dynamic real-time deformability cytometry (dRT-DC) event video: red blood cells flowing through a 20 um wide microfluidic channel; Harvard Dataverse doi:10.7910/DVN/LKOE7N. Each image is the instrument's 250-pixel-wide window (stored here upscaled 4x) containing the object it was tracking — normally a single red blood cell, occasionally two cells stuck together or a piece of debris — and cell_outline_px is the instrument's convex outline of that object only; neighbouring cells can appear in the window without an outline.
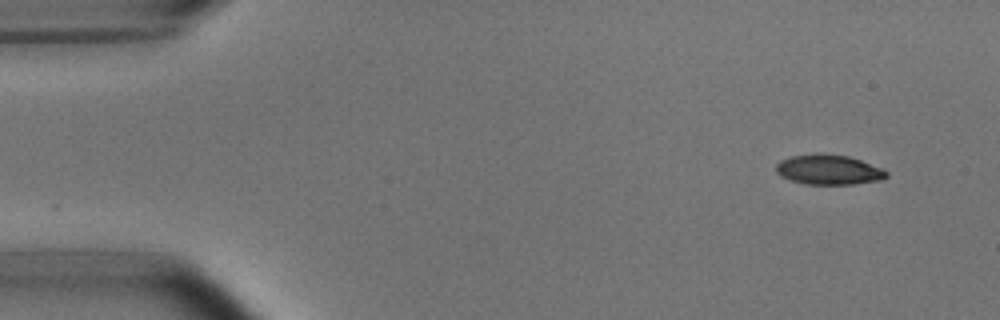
{"species": "common noctule bat (a hibernating species)", "species_latin": "Nyctalus noctula", "temperature_condition": "room temperature", "stored_images_in_passage": 48, "camera_frame_rate_fps": 3000, "um_per_image_px": 0.085, "animal": {"sex": "male", "body_mass_g": 15.6}, "frame": {"image": 1, "passage_image": 1, "time_ms": 0.0, "image_size_px": [1000, 320], "cell_outline_px": [[888, 176], [880, 180], [852, 184], [804, 184], [788, 180], [780, 176], [776, 172], [776, 164], [780, 160], [792, 156], [824, 152], [848, 156], [884, 168], [888, 172]], "centroid_in_image_um": [70.43, 14.41], "position_along_channel_um": 14.6, "area_um2": 19.54}}
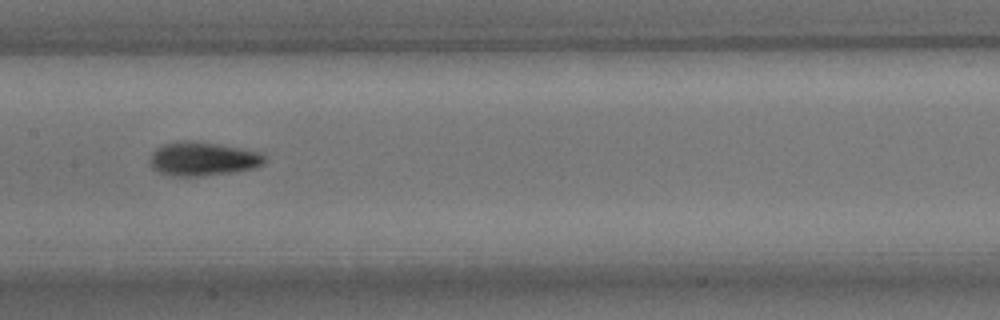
{"frame": {"image": 2, "passage_image": 23, "time_ms": 7.333, "image_size_px": [1000, 320], "cell_outline_px": [[268, 160], [264, 164], [256, 168], [232, 172], [200, 176], [172, 176], [160, 172], [152, 168], [148, 160], [152, 152], [156, 148], [164, 144], [176, 140], [192, 140], [240, 148], [260, 152], [268, 156]], "centroid_in_image_um": [17.25, 13.5], "position_along_channel_um": 190.1, "area_um2": 22.95}}
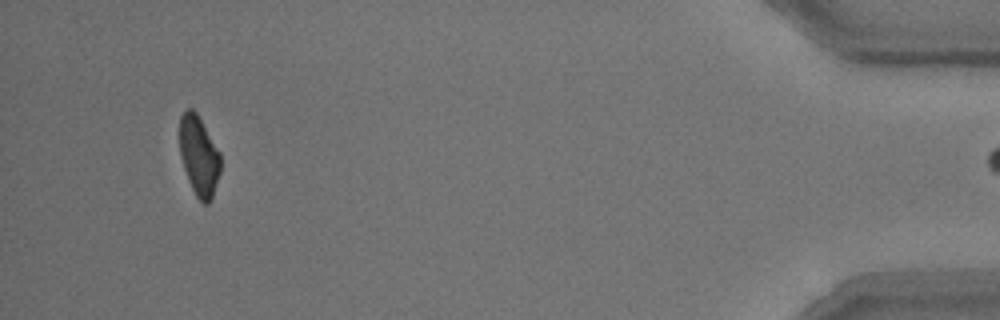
{"frame": {"image": 3, "passage_image": 47, "time_ms": 15.333, "image_size_px": [1000, 320], "cell_outline_px": [[220, 172], [212, 196], [208, 204], [204, 204], [196, 196], [188, 180], [180, 156], [180, 116], [188, 108], [192, 108], [196, 112], [220, 152]], "centroid_in_image_um": [16.91, 13.24], "position_along_channel_um": 418.3, "area_um2": 18.79}}